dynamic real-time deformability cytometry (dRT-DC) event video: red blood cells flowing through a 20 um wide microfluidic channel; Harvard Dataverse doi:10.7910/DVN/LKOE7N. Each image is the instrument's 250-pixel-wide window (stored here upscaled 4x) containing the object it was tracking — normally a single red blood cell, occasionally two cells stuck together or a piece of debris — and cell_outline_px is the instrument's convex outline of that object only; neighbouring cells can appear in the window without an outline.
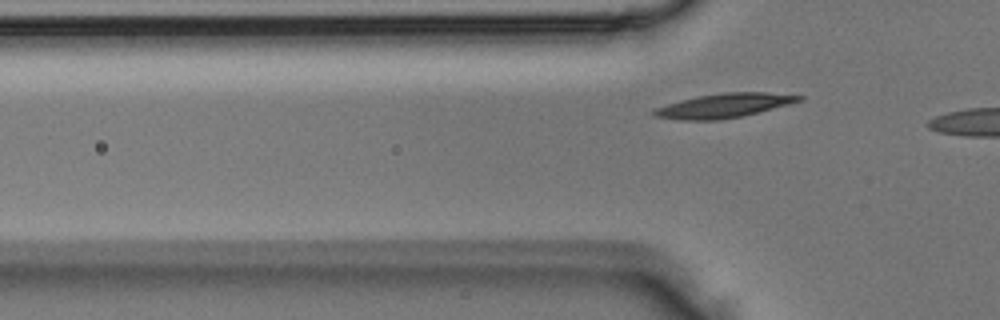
{"species": "Egyptian fruit bat (a non-hibernating species)", "species_latin": "Rousettus aegyptiacus", "temperature_condition": "room temperature", "stored_images_in_passage": 4, "camera_frame_rate_fps": 3000, "um_per_image_px": 0.085, "animal": {"sex": "male"}, "frame": {"image": 1, "passage_image": 4, "time_ms": 1.0, "image_size_px": [1000, 320], "cell_outline_px": [[804, 100], [744, 116], [720, 120], [680, 120], [656, 116], [652, 112], [656, 108], [680, 100], [720, 92], [764, 92], [804, 96]], "centroid_in_image_um": [61.58, 8.97], "position_along_channel_um": 64.2, "area_um2": 20.35}}